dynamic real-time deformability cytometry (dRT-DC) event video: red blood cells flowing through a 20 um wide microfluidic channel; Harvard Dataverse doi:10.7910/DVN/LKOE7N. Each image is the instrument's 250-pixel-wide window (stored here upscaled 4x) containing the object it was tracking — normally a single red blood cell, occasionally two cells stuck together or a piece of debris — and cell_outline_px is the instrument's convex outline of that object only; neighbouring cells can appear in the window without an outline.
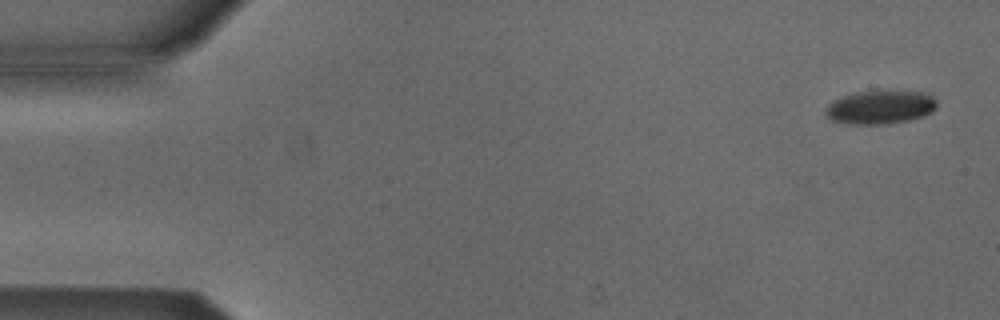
{"species": "Egyptian fruit bat (a non-hibernating species)", "species_latin": "Rousettus aegyptiacus", "temperature_condition": "cold", "stored_images_in_passage": 6, "camera_frame_rate_fps": 3000, "um_per_image_px": 0.085, "animal": {"sex": "male"}, "frame": {"image": 1, "passage_image": 1, "time_ms": 0.0, "image_size_px": [1000, 320], "cell_outline_px": [[936, 108], [932, 112], [924, 116], [908, 120], [880, 124], [848, 124], [828, 120], [824, 116], [824, 108], [832, 100], [856, 92], [892, 88], [928, 92], [936, 100]], "centroid_in_image_um": [74.81, 9.07], "position_along_channel_um": 10.2, "area_um2": 22.77}}
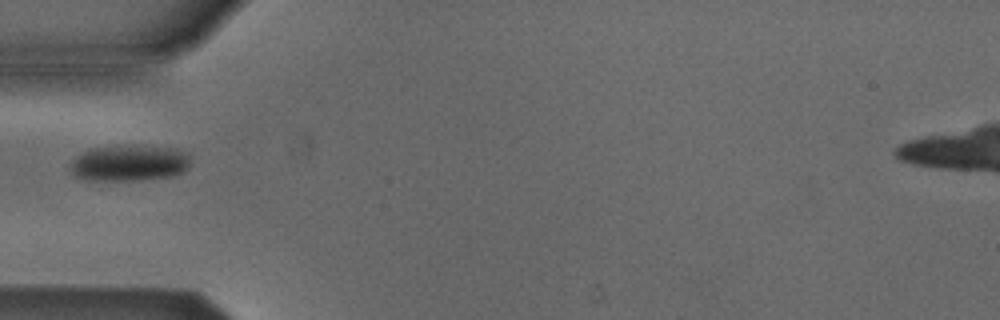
{"frame": {"image": 2, "passage_image": 5, "time_ms": 5.0, "image_size_px": [1000, 320], "cell_outline_px": [[192, 156], [188, 168], [184, 172], [172, 176], [140, 180], [80, 180], [72, 176], [68, 172], [68, 164], [76, 156], [92, 148], [116, 144], [136, 144], [176, 148], [188, 152]], "centroid_in_image_um": [10.97, 13.84], "position_along_channel_um": 74.0, "area_um2": 26.59}}
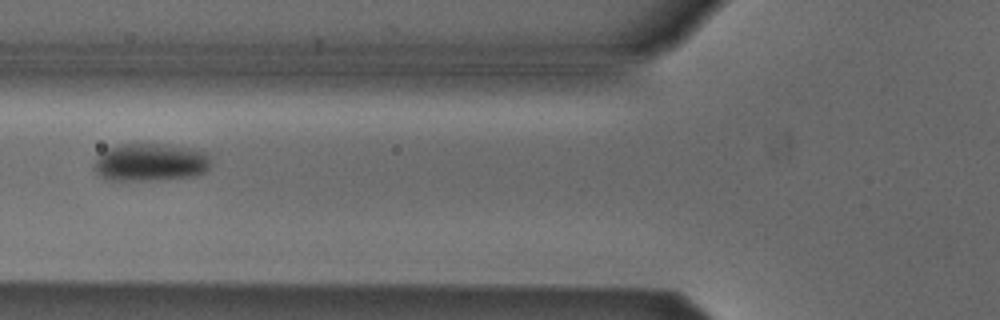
{"frame": {"image": 3, "passage_image": 6, "time_ms": 6.0, "image_size_px": [1000, 320], "cell_outline_px": [[212, 160], [208, 168], [204, 172], [196, 176], [148, 180], [108, 180], [100, 176], [92, 168], [96, 160], [108, 148], [120, 144], [160, 144], [192, 148], [204, 152]], "centroid_in_image_um": [12.79, 13.8], "position_along_channel_um": 113.0, "area_um2": 25.55}}